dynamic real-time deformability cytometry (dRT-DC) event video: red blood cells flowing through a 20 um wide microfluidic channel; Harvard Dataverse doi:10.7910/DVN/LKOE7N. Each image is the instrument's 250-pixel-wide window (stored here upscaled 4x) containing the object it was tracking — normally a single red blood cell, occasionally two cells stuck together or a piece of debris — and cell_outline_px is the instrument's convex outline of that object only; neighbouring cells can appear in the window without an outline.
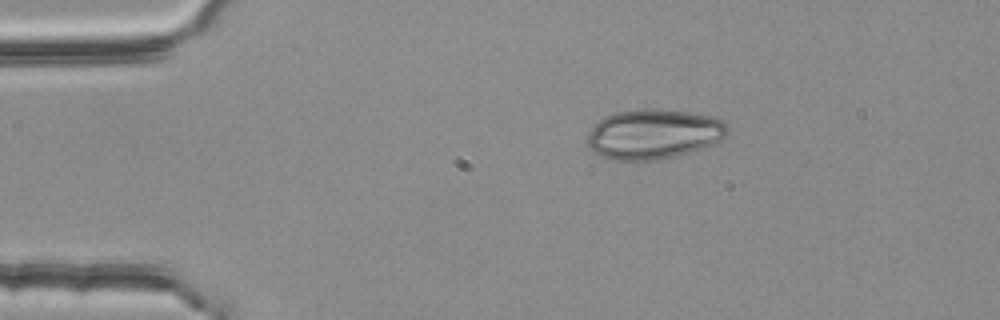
{"species": "common noctule bat (a hibernating species)", "species_latin": "Nyctalus noctula", "temperature_condition": "room temperature", "stored_images_in_passage": 4, "camera_frame_rate_fps": 3000, "um_per_image_px": 0.085, "animal": {"sex": "female", "body_mass_g": 25.1}, "frame": {"image": 1, "passage_image": 4, "time_ms": 1.0, "image_size_px": [1000, 320], "cell_outline_px": [[728, 132], [720, 140], [712, 144], [676, 156], [656, 160], [612, 160], [600, 156], [592, 152], [588, 148], [588, 136], [592, 124], [604, 116], [616, 112], [644, 108], [688, 112], [712, 116], [724, 120], [728, 124]], "centroid_in_image_um": [55.52, 11.39], "position_along_channel_um": 29.5, "area_um2": 40.92}}